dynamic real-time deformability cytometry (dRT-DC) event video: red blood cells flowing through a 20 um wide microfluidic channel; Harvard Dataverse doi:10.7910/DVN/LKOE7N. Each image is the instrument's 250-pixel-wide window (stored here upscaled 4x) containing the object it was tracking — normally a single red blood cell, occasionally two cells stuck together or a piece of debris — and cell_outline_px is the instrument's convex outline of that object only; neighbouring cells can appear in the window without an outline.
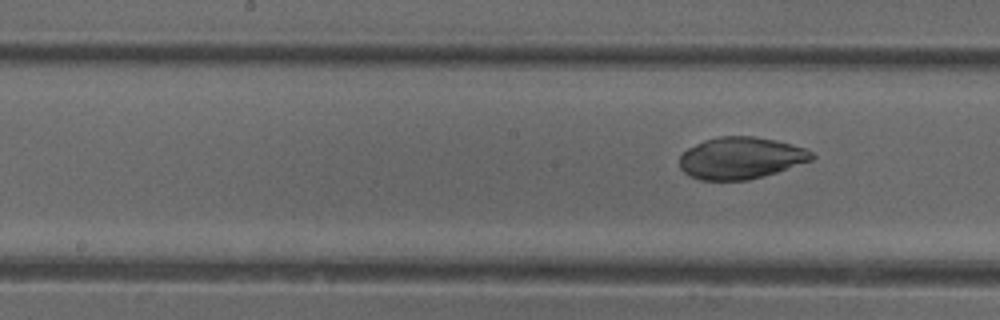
{"species": "common noctule bat (a hibernating species)", "species_latin": "Nyctalus noctula", "temperature_condition": "cold", "stored_images_in_passage": 9, "camera_frame_rate_fps": 3000, "um_per_image_px": 0.085, "animal": {"sex": "female"}, "frame": {"image": 1, "passage_image": 9, "time_ms": 10.333, "image_size_px": [1000, 320], "cell_outline_px": [[816, 156], [812, 160], [764, 176], [748, 180], [700, 180], [688, 176], [680, 168], [680, 156], [688, 148], [704, 140], [720, 136], [752, 136], [776, 140], [792, 144], [804, 148], [812, 152]], "centroid_in_image_um": [62.96, 13.43], "position_along_channel_um": 185.2, "area_um2": 32.25}}